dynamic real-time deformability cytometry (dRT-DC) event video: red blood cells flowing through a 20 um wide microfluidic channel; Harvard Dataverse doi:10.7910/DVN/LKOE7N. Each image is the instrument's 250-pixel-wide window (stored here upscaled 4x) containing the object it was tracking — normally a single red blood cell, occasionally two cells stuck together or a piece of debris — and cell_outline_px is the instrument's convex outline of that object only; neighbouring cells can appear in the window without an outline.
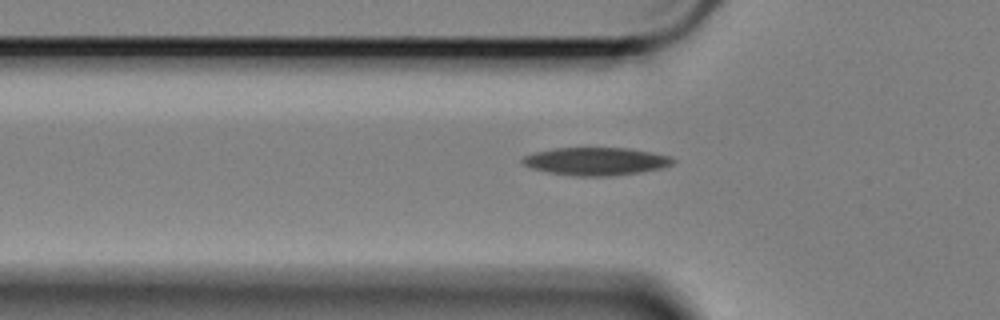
{"species": "Egyptian fruit bat (a non-hibernating species)", "species_latin": "Rousettus aegyptiacus", "temperature_condition": "cold", "stored_images_in_passage": 42, "camera_frame_rate_fps": 3000, "um_per_image_px": 0.085, "animal": {"sex": "female"}, "frame": {"image": 1, "passage_image": 2, "time_ms": 0.333, "image_size_px": [1000, 320], "cell_outline_px": [[676, 160], [672, 164], [660, 168], [640, 172], [608, 176], [576, 176], [548, 172], [532, 168], [524, 164], [520, 160], [524, 156], [536, 152], [552, 148], [628, 148], [652, 152], [672, 156]], "centroid_in_image_um": [50.67, 13.7], "position_along_channel_um": 75.1, "area_um2": 24.33}}
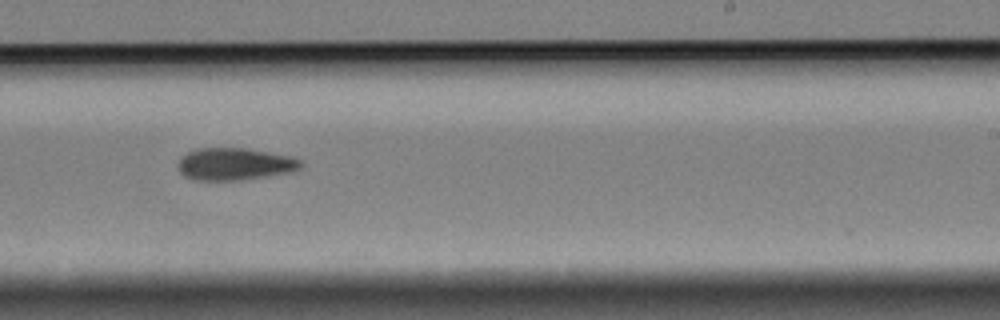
{"frame": {"image": 2, "passage_image": 19, "time_ms": 6.0, "image_size_px": [1000, 320], "cell_outline_px": [[300, 168], [288, 172], [240, 180], [192, 180], [184, 176], [180, 172], [176, 164], [180, 156], [196, 148], [244, 148], [292, 156], [300, 160]], "centroid_in_image_um": [19.86, 13.94], "position_along_channel_um": 269.1, "area_um2": 23.0}}
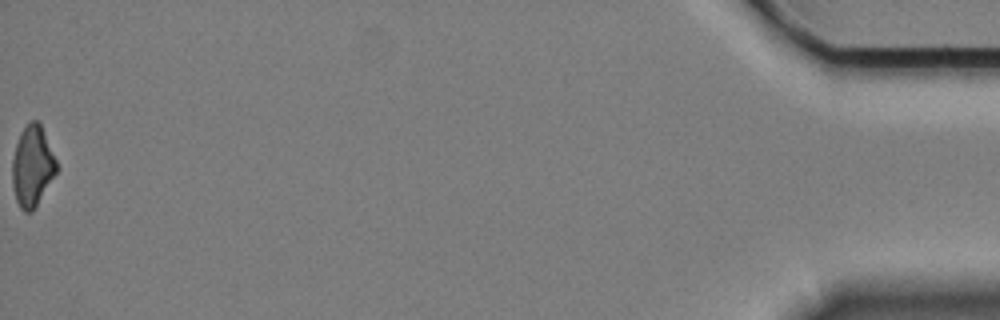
{"frame": {"image": 3, "passage_image": 42, "time_ms": 13.667, "image_size_px": [1000, 320], "cell_outline_px": [[60, 168], [32, 212], [24, 212], [20, 208], [16, 200], [12, 184], [12, 160], [16, 144], [20, 132], [32, 120], [36, 120], [40, 124]], "centroid_in_image_um": [2.76, 14.16], "position_along_channel_um": 432.4, "area_um2": 20.81}, "authors_computed_cell_mechanics": {"area_um2": 22.831, "velocity_mm_per_s": 3.4027, "shape_relaxation_time_tau1_ms": 3.6501, "shape_relaxation_time_tau2_ms": null, "deformation_change_tau1": 0.1106, "deformation_change_tau2": null}}